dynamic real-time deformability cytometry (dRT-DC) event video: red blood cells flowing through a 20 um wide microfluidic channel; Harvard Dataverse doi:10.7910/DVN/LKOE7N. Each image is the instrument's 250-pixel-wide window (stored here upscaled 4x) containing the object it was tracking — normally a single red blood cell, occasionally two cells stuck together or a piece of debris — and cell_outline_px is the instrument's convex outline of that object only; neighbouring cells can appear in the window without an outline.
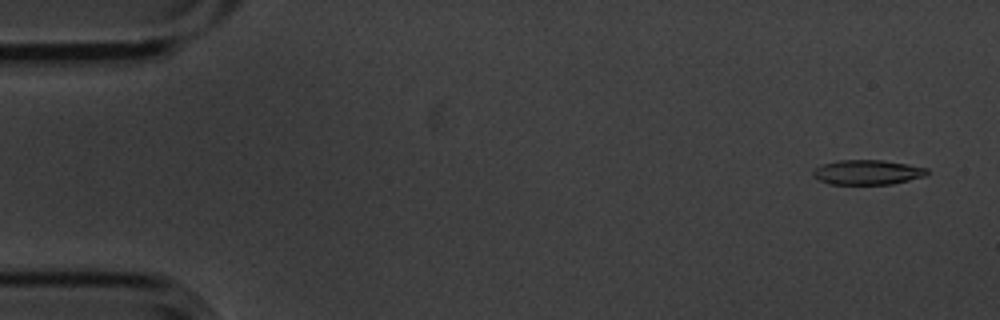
{"species": "common noctule bat (a hibernating species)", "species_latin": "Nyctalus noctula", "temperature_condition": "cold", "stored_images_in_passage": 4, "camera_frame_rate_fps": 3000, "um_per_image_px": 0.085, "animal": {"sex": "male", "body_mass_g": 20.1, "forearm_length_mm": 53.5}, "frame": {"image": 1, "passage_image": 1, "time_ms": 0.0, "image_size_px": [1000, 320], "cell_outline_px": [[928, 172], [924, 176], [892, 184], [832, 184], [820, 180], [812, 176], [812, 172], [816, 168], [824, 164], [836, 160], [884, 160], [908, 164], [928, 168]], "centroid_in_image_um": [73.73, 14.63], "position_along_channel_um": 11.3, "area_um2": 16.36}}
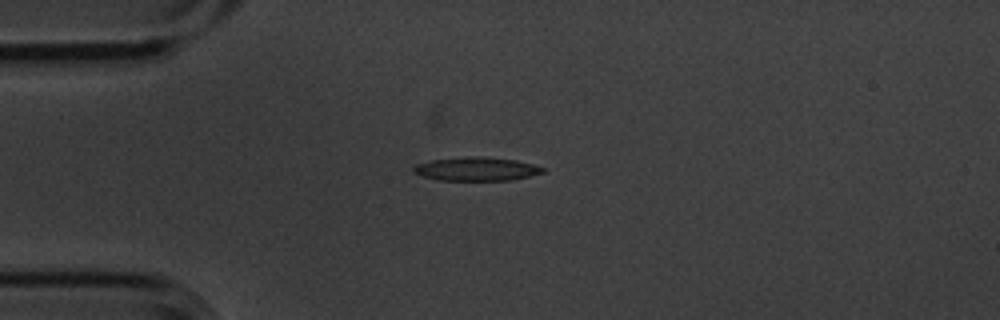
{"frame": {"image": 2, "passage_image": 4, "time_ms": 1.0, "image_size_px": [1000, 320], "cell_outline_px": [[544, 172], [512, 180], [440, 180], [424, 176], [412, 172], [412, 168], [416, 164], [432, 160], [468, 156], [480, 156], [516, 160], [532, 164], [544, 168]], "centroid_in_image_um": [40.47, 14.36], "position_along_channel_um": 44.5, "area_um2": 17.63}}